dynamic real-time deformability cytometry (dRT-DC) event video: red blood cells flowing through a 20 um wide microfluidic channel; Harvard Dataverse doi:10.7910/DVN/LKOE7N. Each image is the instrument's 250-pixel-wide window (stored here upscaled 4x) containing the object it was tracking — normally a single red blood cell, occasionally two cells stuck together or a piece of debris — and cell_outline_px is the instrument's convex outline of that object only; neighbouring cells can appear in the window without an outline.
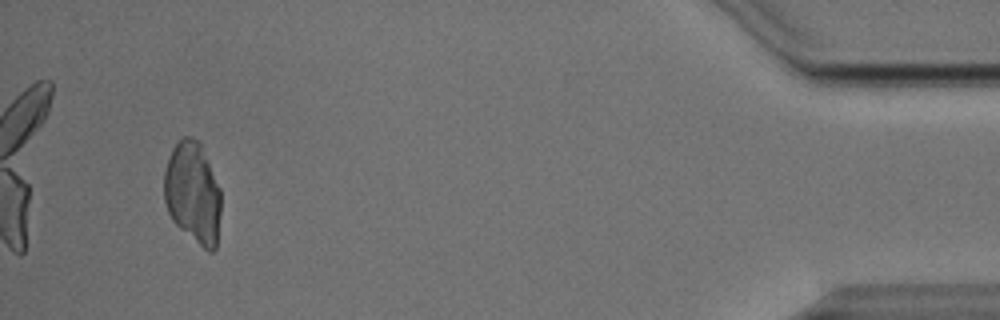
{"species": "Egyptian fruit bat (a non-hibernating species)", "species_latin": "Rousettus aegyptiacus", "temperature_condition": "cold", "stored_images_in_passage": 41, "camera_frame_rate_fps": 3000, "um_per_image_px": 0.085, "animal": {"sex": "male"}, "frame": {"image": 1, "passage_image": 38, "time_ms": 12.333, "image_size_px": [1000, 320], "cell_outline_px": [[220, 212], [216, 248], [212, 252], [208, 252], [180, 228], [172, 220], [168, 212], [164, 200], [164, 172], [172, 148], [184, 136], [192, 136], [200, 140], [220, 188]], "centroid_in_image_um": [16.39, 16.36], "position_along_channel_um": 418.8, "area_um2": 33.76}}